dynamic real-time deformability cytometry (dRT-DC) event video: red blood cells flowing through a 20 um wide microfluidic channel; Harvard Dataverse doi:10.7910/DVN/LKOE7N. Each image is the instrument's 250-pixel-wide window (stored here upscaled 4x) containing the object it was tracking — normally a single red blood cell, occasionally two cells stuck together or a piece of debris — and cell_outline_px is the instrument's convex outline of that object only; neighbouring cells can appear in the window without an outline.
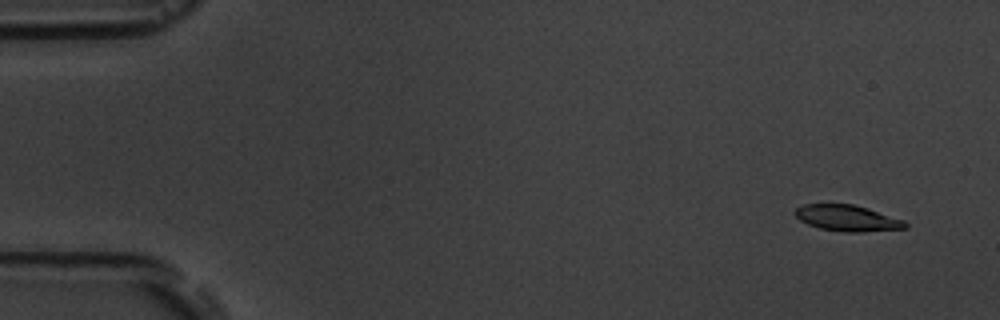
{"species": "common noctule bat (a hibernating species)", "species_latin": "Nyctalus noctula", "temperature_condition": "room temperature", "stored_images_in_passage": 6, "camera_frame_rate_fps": 3000, "um_per_image_px": 0.085, "animal": {"sex": "male", "body_mass_g": 19.5, "forearm_length_mm": 54.6}, "frame": {"image": 1, "passage_image": 1, "time_ms": 0.0, "image_size_px": [1000, 320], "cell_outline_px": [[908, 228], [860, 232], [844, 232], [820, 228], [808, 224], [800, 220], [792, 212], [796, 208], [804, 204], [852, 204], [868, 208], [904, 220], [908, 224]], "centroid_in_image_um": [72.02, 18.54], "position_along_channel_um": 13.0, "area_um2": 16.76}}
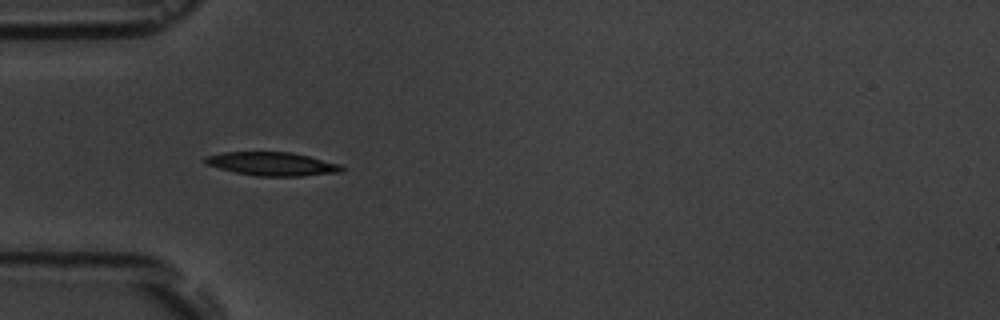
{"frame": {"image": 2, "passage_image": 5, "time_ms": 4.667, "image_size_px": [1000, 320], "cell_outline_px": [[344, 168], [340, 172], [304, 176], [260, 176], [236, 172], [220, 168], [208, 164], [204, 160], [204, 156], [224, 152], [292, 152], [340, 164]], "centroid_in_image_um": [23.15, 13.93], "position_along_channel_um": 61.8, "area_um2": 18.5}}
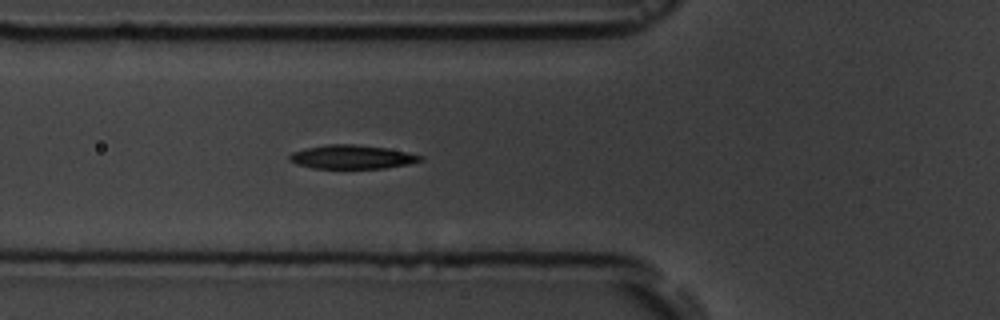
{"frame": {"image": 3, "passage_image": 6, "time_ms": 5.667, "image_size_px": [1000, 320], "cell_outline_px": [[424, 160], [408, 164], [384, 168], [312, 168], [296, 164], [288, 160], [288, 156], [292, 152], [304, 148], [328, 144], [352, 144], [384, 148], [408, 152], [424, 156]], "centroid_in_image_um": [29.89, 13.34], "position_along_channel_um": 95.9, "area_um2": 18.15}}